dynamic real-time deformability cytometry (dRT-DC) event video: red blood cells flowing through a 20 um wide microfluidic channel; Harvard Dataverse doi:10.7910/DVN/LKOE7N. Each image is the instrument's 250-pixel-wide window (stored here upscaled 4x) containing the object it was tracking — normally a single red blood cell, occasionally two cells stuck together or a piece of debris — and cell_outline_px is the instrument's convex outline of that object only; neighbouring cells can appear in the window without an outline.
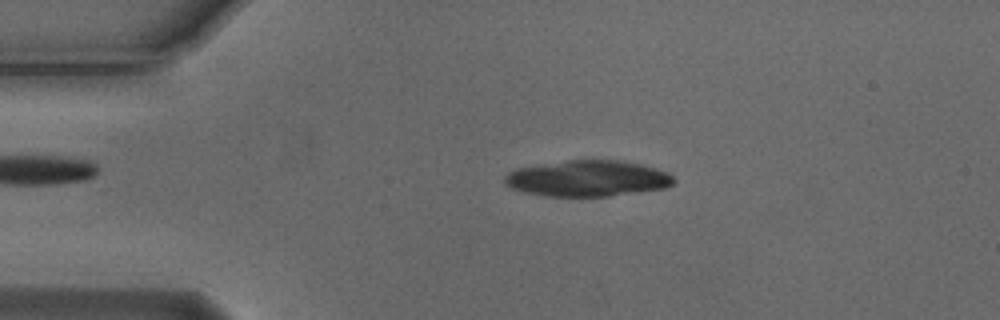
{"species": "Egyptian fruit bat (a non-hibernating species)", "species_latin": "Rousettus aegyptiacus", "temperature_condition": "cold", "stored_images_in_passage": 33, "camera_frame_rate_fps": 3000, "um_per_image_px": 0.085, "animal": {"sex": "male"}, "frame": {"image": 1, "passage_image": 3, "time_ms": 0.667, "image_size_px": [1000, 320], "cell_outline_px": [[676, 180], [672, 184], [664, 188], [608, 196], [544, 196], [524, 192], [512, 188], [504, 184], [504, 176], [508, 172], [516, 168], [568, 160], [620, 160], [640, 164], [664, 172], [672, 176]], "centroid_in_image_um": [49.88, 15.17], "position_along_channel_um": 35.1, "area_um2": 35.26}}
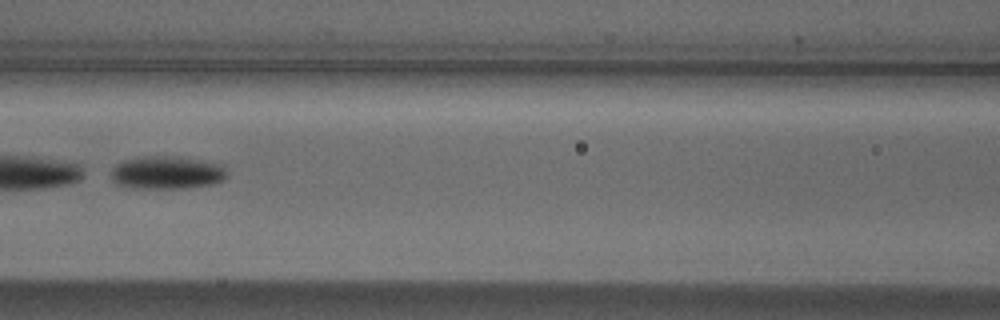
{"frame": {"image": 2, "passage_image": 16, "time_ms": 5.0, "image_size_px": [1000, 320], "cell_outline_px": [[228, 176], [224, 180], [212, 184], [188, 188], [128, 188], [116, 184], [112, 180], [112, 168], [116, 164], [124, 160], [136, 156], [176, 156], [220, 164], [228, 172]], "centroid_in_image_um": [14.16, 14.67], "position_along_channel_um": 152.4, "area_um2": 22.54}}
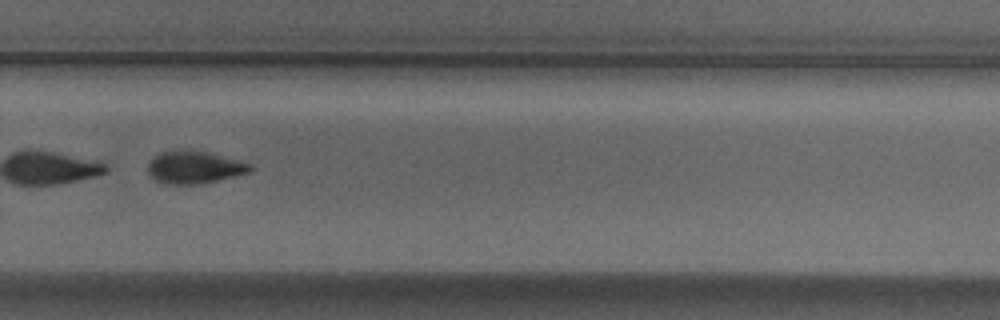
{"frame": {"image": 3, "passage_image": 29, "time_ms": 9.333, "image_size_px": [1000, 320], "cell_outline_px": [[252, 168], [248, 172], [216, 180], [196, 184], [164, 184], [148, 176], [148, 164], [152, 156], [160, 152], [204, 152], [252, 164]], "centroid_in_image_um": [16.44, 14.25], "position_along_channel_um": 313.4, "area_um2": 18.61}, "authors_computed_cell_mechanics": {"area_um2": 21.2704, "velocity_mm_per_s": 3.719, "shape_relaxation_time_tau1_ms": 0.6786, "shape_relaxation_time_tau2_ms": null, "deformation_change_tau1": 0.2659, "deformation_change_tau2": null}}